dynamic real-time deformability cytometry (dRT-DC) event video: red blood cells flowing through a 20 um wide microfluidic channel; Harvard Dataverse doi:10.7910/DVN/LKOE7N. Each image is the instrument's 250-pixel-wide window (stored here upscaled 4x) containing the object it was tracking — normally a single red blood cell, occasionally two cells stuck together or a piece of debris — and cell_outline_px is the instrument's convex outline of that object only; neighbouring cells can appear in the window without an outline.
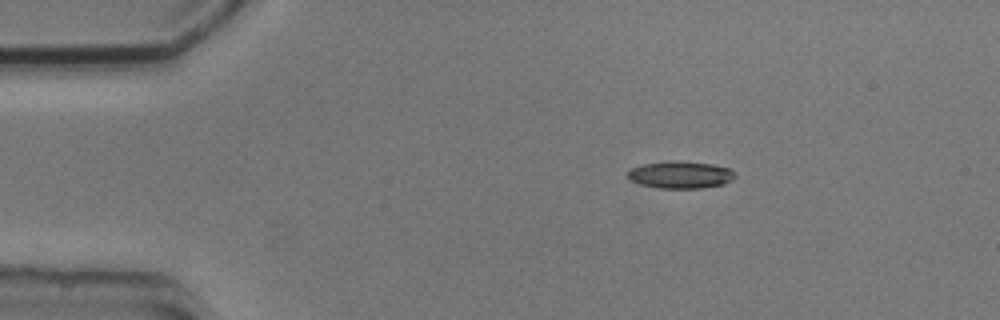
{"species": "common noctule bat (a hibernating species)", "species_latin": "Nyctalus noctula", "temperature_condition": "cold", "stored_images_in_passage": 3, "camera_frame_rate_fps": 3000, "um_per_image_px": 0.085, "animal": {"sex": "male", "body_mass_g": 20.5, "forearm_length_mm": 52.5}, "frame": {"image": 1, "passage_image": 1, "time_ms": 0.0, "image_size_px": [1000, 320], "cell_outline_px": [[736, 176], [732, 180], [724, 184], [700, 188], [656, 188], [640, 184], [632, 180], [628, 176], [628, 172], [632, 168], [640, 164], [668, 160], [676, 160], [712, 164], [728, 168], [736, 172]], "centroid_in_image_um": [57.85, 14.84], "position_along_channel_um": 27.2, "area_um2": 17.17}}
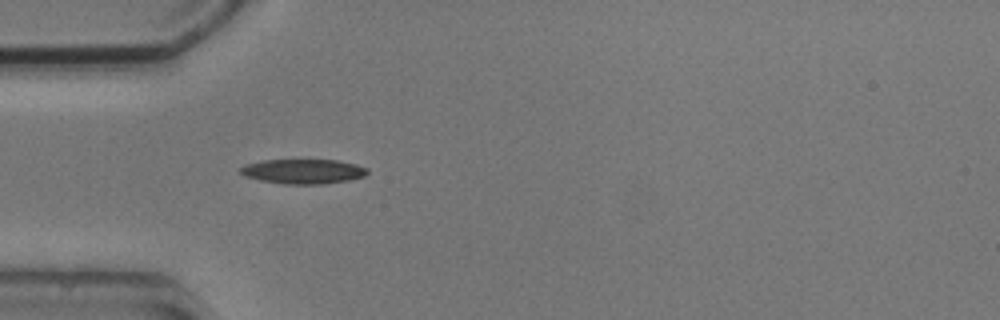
{"frame": {"image": 2, "passage_image": 3, "time_ms": 2.333, "image_size_px": [1000, 320], "cell_outline_px": [[368, 172], [364, 176], [348, 180], [324, 184], [284, 184], [260, 180], [244, 176], [240, 172], [240, 168], [244, 164], [264, 160], [336, 160], [356, 164], [368, 168]], "centroid_in_image_um": [25.76, 14.57], "position_along_channel_um": 59.2, "area_um2": 18.26}}